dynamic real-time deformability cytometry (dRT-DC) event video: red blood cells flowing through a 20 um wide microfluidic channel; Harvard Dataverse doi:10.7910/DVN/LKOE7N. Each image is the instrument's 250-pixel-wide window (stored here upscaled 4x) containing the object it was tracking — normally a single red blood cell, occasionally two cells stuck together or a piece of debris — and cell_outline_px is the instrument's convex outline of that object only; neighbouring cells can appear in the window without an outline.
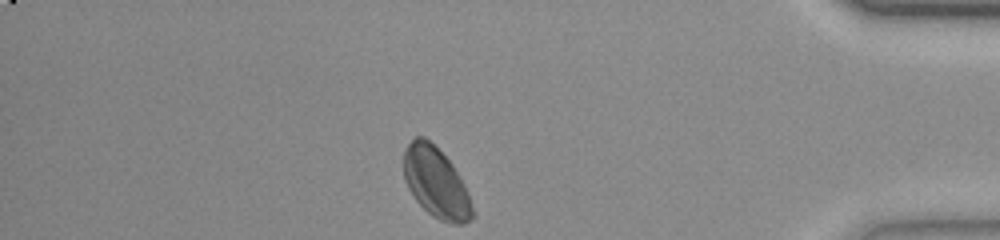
{"species": "common noctule bat (a hibernating species)", "species_latin": "Nyctalus noctula", "temperature_condition": "room temperature", "stored_images_in_passage": 41, "camera_frame_rate_fps": 3000, "um_per_image_px": 0.085, "animal": {"sex": "female", "body_mass_g": 23.0, "forearm_length_mm": 53.4}, "frame": {"image": 1, "passage_image": 34, "time_ms": 11.0, "image_size_px": [1000, 240], "cell_outline_px": [[476, 216], [472, 220], [464, 224], [448, 224], [432, 216], [416, 200], [408, 188], [404, 180], [404, 148], [416, 136], [424, 136], [452, 164], [468, 196]], "centroid_in_image_um": [37.05, 15.57], "position_along_channel_um": 398.2, "area_um2": 27.8}}